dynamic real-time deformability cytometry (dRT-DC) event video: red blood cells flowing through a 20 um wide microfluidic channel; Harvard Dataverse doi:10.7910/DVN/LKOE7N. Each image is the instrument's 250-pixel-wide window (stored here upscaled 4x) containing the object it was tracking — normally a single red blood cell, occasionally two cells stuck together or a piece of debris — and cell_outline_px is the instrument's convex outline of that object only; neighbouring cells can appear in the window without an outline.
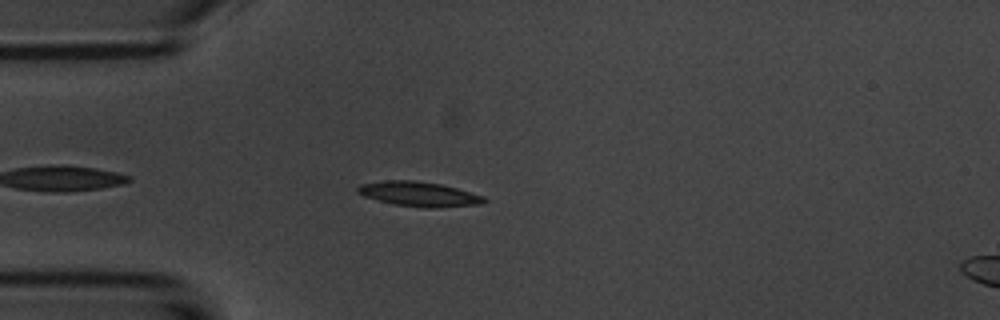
{"species": "common noctule bat (a hibernating species)", "species_latin": "Nyctalus noctula", "temperature_condition": "room temperature", "stored_images_in_passage": 44, "camera_frame_rate_fps": 3000, "um_per_image_px": 0.085, "animal": {"sex": "male", "body_mass_g": 20.1, "forearm_length_mm": 53.5}, "frame": {"image": 1, "passage_image": 5, "time_ms": 1.333, "image_size_px": [1000, 320], "cell_outline_px": [[488, 200], [480, 204], [436, 208], [424, 208], [396, 204], [364, 196], [356, 192], [356, 188], [360, 184], [384, 180], [412, 180], [440, 184], [456, 188], [484, 196]], "centroid_in_image_um": [35.61, 16.49], "position_along_channel_um": 49.4, "area_um2": 18.09}}
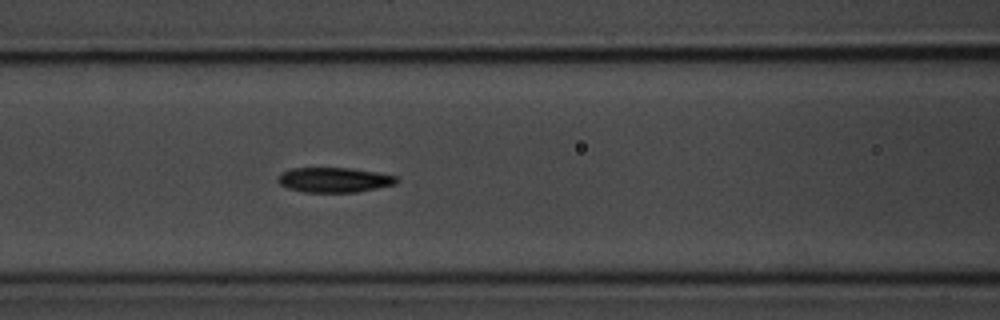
{"frame": {"image": 2, "passage_image": 13, "time_ms": 4.0, "image_size_px": [1000, 320], "cell_outline_px": [[400, 180], [396, 184], [356, 192], [304, 192], [288, 188], [280, 184], [276, 180], [276, 176], [280, 172], [292, 168], [352, 168], [376, 172], [396, 176]], "centroid_in_image_um": [28.37, 15.28], "position_along_channel_um": 138.2, "area_um2": 17.34}}
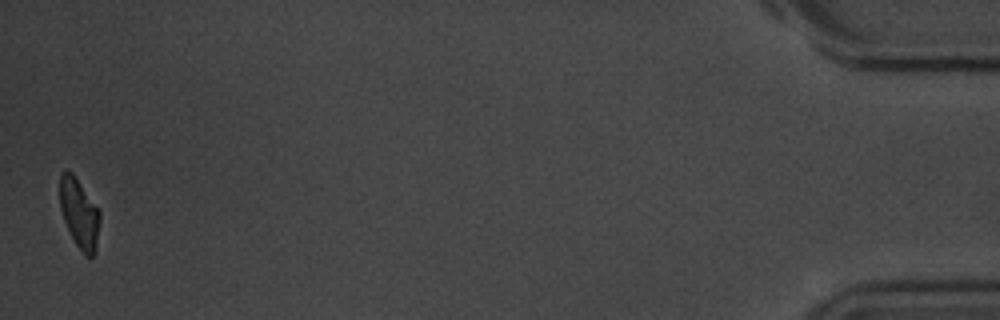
{"frame": {"image": 3, "passage_image": 44, "time_ms": 14.333, "image_size_px": [1000, 320], "cell_outline_px": [[100, 220], [96, 244], [92, 256], [84, 256], [76, 244], [64, 220], [60, 208], [60, 172], [64, 168], [72, 172], [100, 212]], "centroid_in_image_um": [6.72, 18.1], "position_along_channel_um": 428.5, "area_um2": 15.9}, "authors_computed_cell_mechanics": {"area_um2": 17.4267, "velocity_mm_per_s": 3.7118, "shape_relaxation_time_tau1_ms": 2.6954, "shape_relaxation_time_tau2_ms": 3.6128, "deformation_change_tau1": 0.1605, "deformation_change_tau2": 0.1168}}